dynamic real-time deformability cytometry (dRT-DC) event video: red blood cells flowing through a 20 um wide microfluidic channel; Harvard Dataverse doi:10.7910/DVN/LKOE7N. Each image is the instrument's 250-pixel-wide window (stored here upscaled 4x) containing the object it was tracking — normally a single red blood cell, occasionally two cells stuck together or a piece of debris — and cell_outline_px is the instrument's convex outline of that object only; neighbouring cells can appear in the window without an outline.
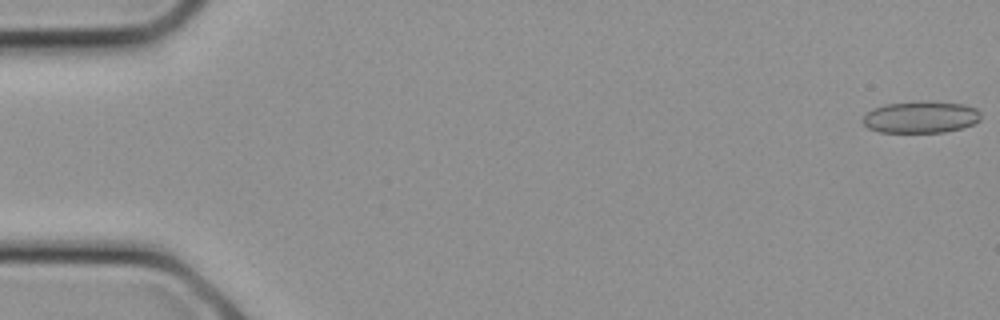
{"species": "common noctule bat (a hibernating species)", "species_latin": "Nyctalus noctula", "temperature_condition": "cold", "stored_images_in_passage": 26, "camera_frame_rate_fps": 3000, "um_per_image_px": 0.085, "animal": {"sex": "female", "body_mass_g": 21.9}, "frame": {"image": 1, "passage_image": 1, "time_ms": 0.0, "image_size_px": [1000, 320], "cell_outline_px": [[980, 120], [972, 124], [960, 128], [944, 132], [880, 132], [868, 128], [860, 120], [872, 108], [884, 104], [916, 100], [924, 100], [964, 104], [976, 108], [980, 112]], "centroid_in_image_um": [78.24, 9.93], "position_along_channel_um": 6.8, "area_um2": 22.2}}
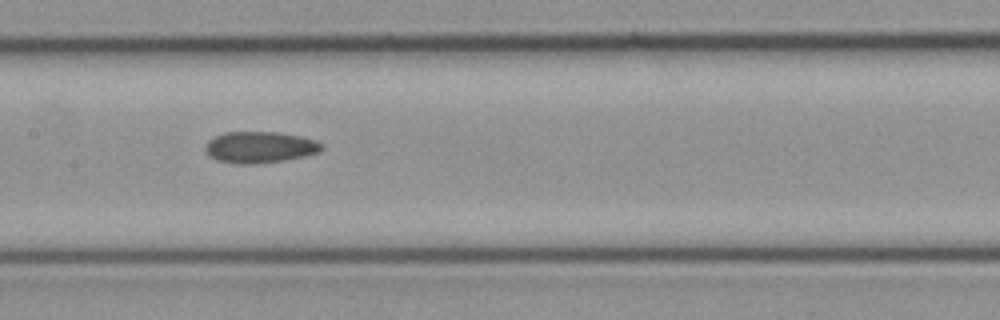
{"frame": {"image": 2, "passage_image": 13, "time_ms": 4.0, "image_size_px": [1000, 320], "cell_outline_px": [[324, 148], [320, 152], [304, 156], [284, 160], [256, 164], [236, 164], [216, 160], [208, 156], [204, 148], [204, 144], [208, 140], [224, 132], [276, 132], [300, 136], [316, 140], [324, 144]], "centroid_in_image_um": [22.07, 12.52], "position_along_channel_um": 185.3, "area_um2": 21.56}}
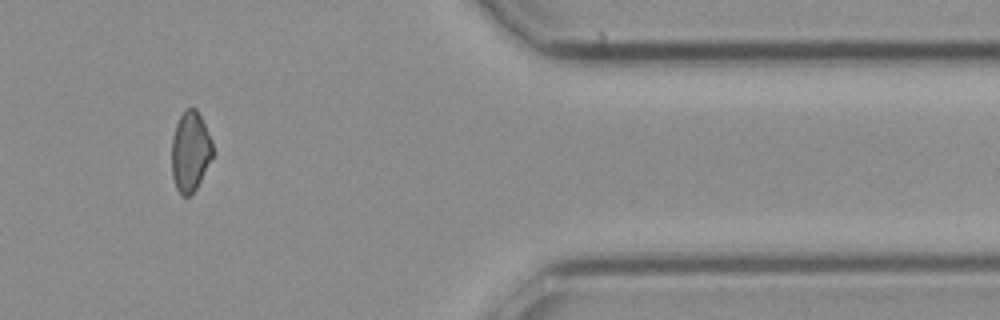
{"frame": {"image": 3, "passage_image": 22, "time_ms": 7.0, "image_size_px": [1000, 320], "cell_outline_px": [[212, 156], [196, 188], [188, 196], [180, 196], [176, 188], [172, 176], [172, 136], [176, 124], [180, 116], [192, 104], [196, 108], [212, 140]], "centroid_in_image_um": [16.15, 12.86], "position_along_channel_um": 395.2, "area_um2": 18.96}}